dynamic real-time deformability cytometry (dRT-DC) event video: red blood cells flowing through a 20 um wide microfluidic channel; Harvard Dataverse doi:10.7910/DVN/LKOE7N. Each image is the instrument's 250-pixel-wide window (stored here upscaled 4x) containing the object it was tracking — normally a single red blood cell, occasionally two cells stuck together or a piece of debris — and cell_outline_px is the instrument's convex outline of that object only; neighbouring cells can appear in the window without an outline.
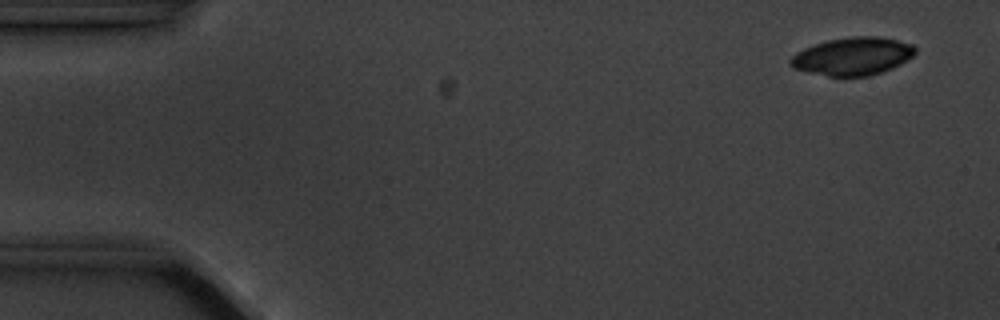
{"species": "common noctule bat (a hibernating species)", "species_latin": "Nyctalus noctula", "temperature_condition": "cold", "stored_images_in_passage": 5, "camera_frame_rate_fps": 3000, "um_per_image_px": 0.085, "animal": {"sex": "male", "body_mass_g": 20.1, "forearm_length_mm": 53.5}, "frame": {"image": 1, "passage_image": 1, "time_ms": 0.0, "image_size_px": [1000, 320], "cell_outline_px": [[916, 52], [912, 56], [900, 64], [892, 68], [868, 76], [828, 76], [808, 72], [792, 68], [788, 64], [788, 60], [796, 52], [812, 44], [828, 40], [848, 36], [880, 36], [912, 44], [916, 48]], "centroid_in_image_um": [72.43, 4.77], "position_along_channel_um": 12.6, "area_um2": 27.69}}